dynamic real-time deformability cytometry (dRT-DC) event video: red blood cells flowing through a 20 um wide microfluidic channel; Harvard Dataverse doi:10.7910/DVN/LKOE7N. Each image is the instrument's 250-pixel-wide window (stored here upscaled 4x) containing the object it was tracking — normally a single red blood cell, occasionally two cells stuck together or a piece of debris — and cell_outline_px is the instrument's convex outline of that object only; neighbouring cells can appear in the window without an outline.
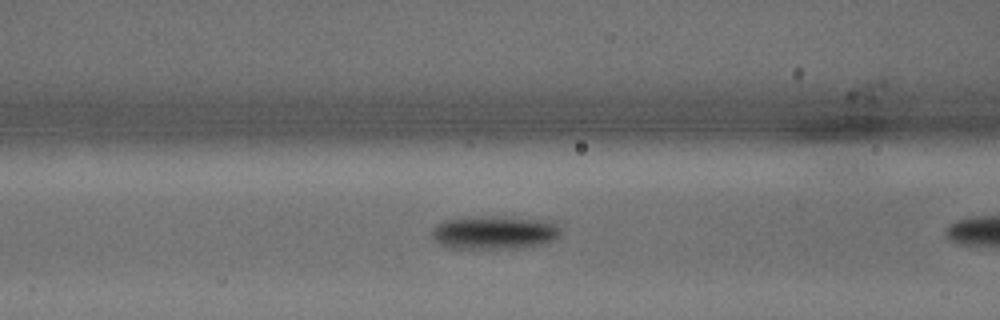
{"species": "common noctule bat (a hibernating species)", "species_latin": "Nyctalus noctula", "temperature_condition": "warm", "stored_images_in_passage": 6, "camera_frame_rate_fps": 3000, "um_per_image_px": 0.085, "animal": {"sex": "male", "body_mass_g": 15.6}, "frame": {"image": 1, "passage_image": 5, "time_ms": 1.333, "image_size_px": [1000, 320], "cell_outline_px": [[560, 232], [552, 240], [544, 244], [520, 248], [452, 248], [436, 244], [432, 240], [432, 228], [436, 224], [444, 220], [484, 216], [488, 216], [544, 220], [556, 224], [560, 228]], "centroid_in_image_um": [41.95, 19.77], "position_along_channel_um": 124.6, "area_um2": 24.97}}